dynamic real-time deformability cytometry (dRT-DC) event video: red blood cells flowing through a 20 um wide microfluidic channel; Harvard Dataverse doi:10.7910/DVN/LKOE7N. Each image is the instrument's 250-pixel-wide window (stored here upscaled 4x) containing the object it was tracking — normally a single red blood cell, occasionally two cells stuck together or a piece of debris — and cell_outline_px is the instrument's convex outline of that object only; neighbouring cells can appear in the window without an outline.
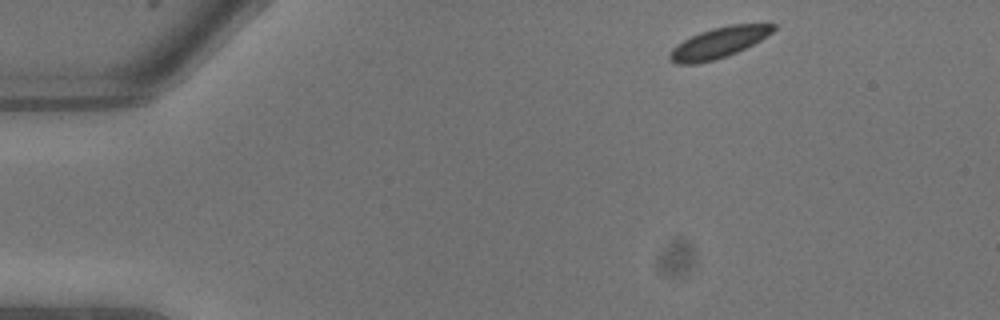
{"species": "common noctule bat (a hibernating species)", "species_latin": "Nyctalus noctula", "temperature_condition": "warm", "stored_images_in_passage": 8, "camera_frame_rate_fps": 3000, "um_per_image_px": 0.085, "animal": {"sex": "male", "body_mass_g": 13.3}, "frame": {"image": 1, "passage_image": 1, "time_ms": 0.0, "image_size_px": [1000, 320], "cell_outline_px": [[776, 28], [772, 32], [760, 40], [736, 52], [712, 60], [696, 64], [676, 64], [668, 60], [668, 56], [672, 48], [676, 44], [700, 32], [712, 28], [728, 24], [776, 24]], "centroid_in_image_um": [61.04, 3.63], "position_along_channel_um": 24.0, "area_um2": 18.32}}
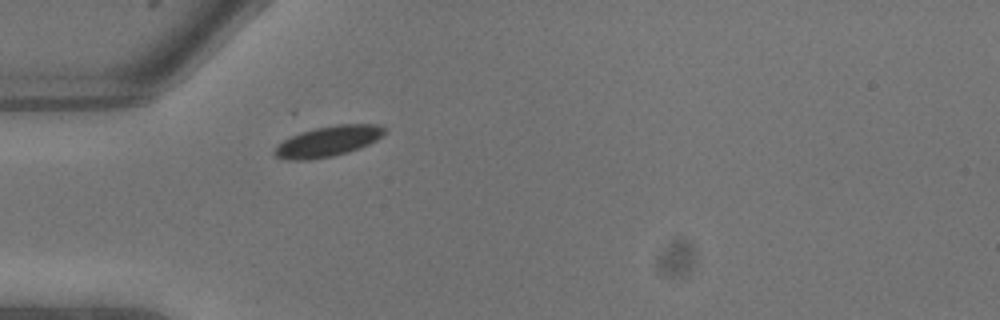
{"frame": {"image": 2, "passage_image": 5, "time_ms": 1.333, "image_size_px": [1000, 320], "cell_outline_px": [[384, 132], [376, 140], [360, 148], [348, 152], [332, 156], [308, 160], [288, 160], [276, 156], [272, 152], [284, 140], [300, 132], [316, 128], [336, 124], [380, 124], [384, 128]], "centroid_in_image_um": [27.88, 12.01], "position_along_channel_um": 57.1, "area_um2": 19.31}}
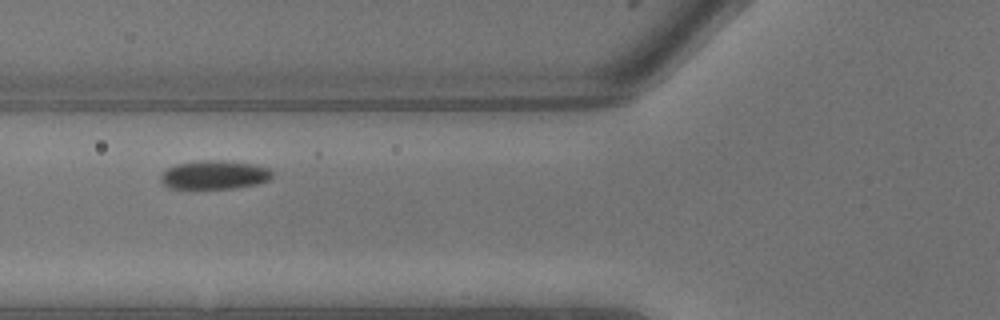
{"frame": {"image": 3, "passage_image": 7, "time_ms": 2.0, "image_size_px": [1000, 320], "cell_outline_px": [[272, 176], [268, 180], [256, 184], [232, 188], [168, 188], [160, 180], [160, 176], [168, 168], [176, 164], [196, 160], [224, 160], [256, 164], [268, 168], [272, 172]], "centroid_in_image_um": [18.22, 14.84], "position_along_channel_um": 107.6, "area_um2": 18.67}}